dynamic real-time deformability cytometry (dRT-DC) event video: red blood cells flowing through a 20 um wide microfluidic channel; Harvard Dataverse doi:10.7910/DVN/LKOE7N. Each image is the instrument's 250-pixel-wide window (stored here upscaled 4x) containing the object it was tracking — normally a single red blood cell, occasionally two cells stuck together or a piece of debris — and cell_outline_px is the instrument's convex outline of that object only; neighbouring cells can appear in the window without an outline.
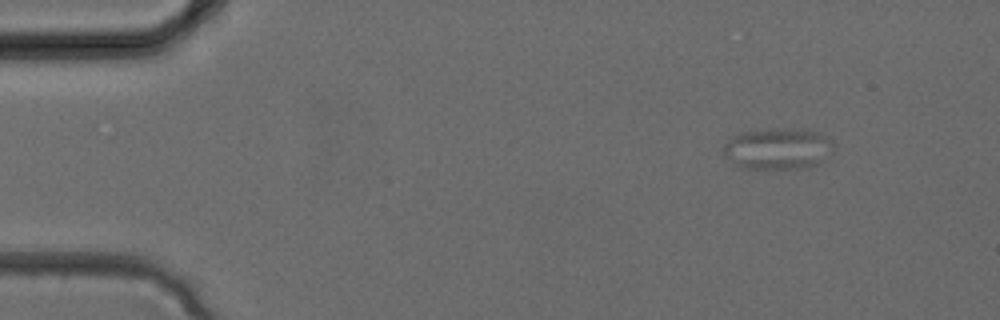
{"species": "common noctule bat (a hibernating species)", "species_latin": "Nyctalus noctula", "temperature_condition": "cold", "stored_images_in_passage": 31, "camera_frame_rate_fps": 3000, "um_per_image_px": 0.085, "animal": {"sex": "female", "body_mass_g": 24.6, "forearm_length_mm": 56.2}, "frame": {"image": 1, "passage_image": 1, "time_ms": 0.0, "image_size_px": [1000, 320], "cell_outline_px": [[832, 144], [820, 164], [808, 168], [740, 168], [724, 156], [724, 144], [736, 132], [776, 128], [784, 128], [820, 132]], "centroid_in_image_um": [66.03, 12.63], "position_along_channel_um": 19.0, "area_um2": 26.3}}
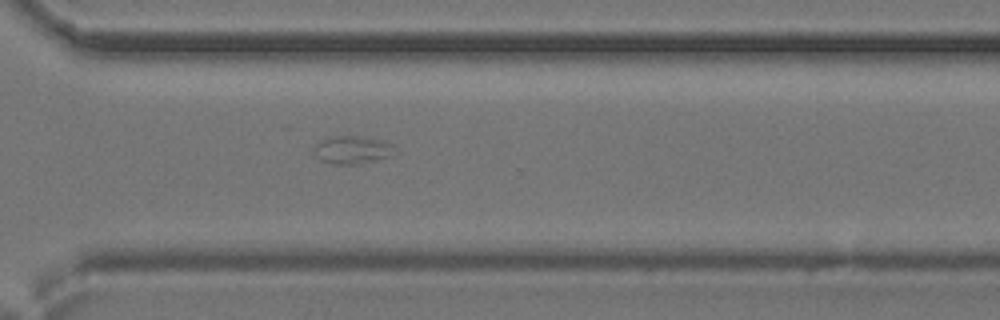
{"frame": {"image": 2, "passage_image": 22, "time_ms": 7.0, "image_size_px": [1000, 320], "cell_outline_px": [[392, 156], [376, 160], [356, 164], [332, 164], [320, 160], [312, 152], [312, 148], [320, 140], [328, 136], [364, 136], [392, 144]], "centroid_in_image_um": [29.85, 12.73], "position_along_channel_um": 340.7, "area_um2": 13.18}}
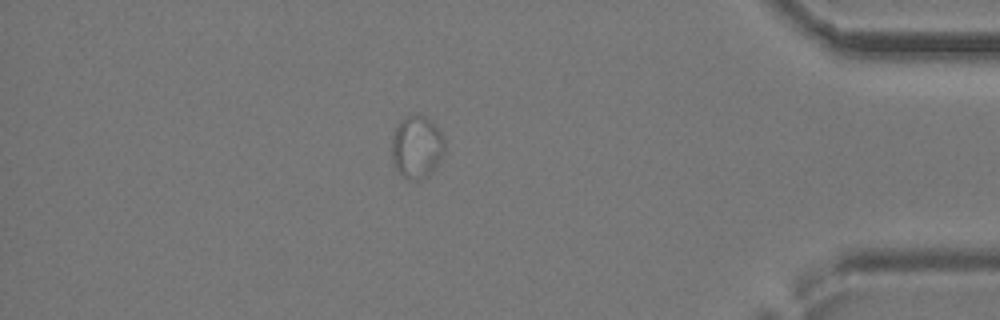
{"frame": {"image": 3, "passage_image": 27, "time_ms": 8.667, "image_size_px": [1000, 320], "cell_outline_px": [[444, 152], [440, 160], [428, 176], [416, 180], [408, 180], [392, 164], [392, 136], [396, 128], [408, 116], [424, 116], [432, 120], [444, 136]], "centroid_in_image_um": [35.44, 12.51], "position_along_channel_um": 399.8, "area_um2": 19.07}}